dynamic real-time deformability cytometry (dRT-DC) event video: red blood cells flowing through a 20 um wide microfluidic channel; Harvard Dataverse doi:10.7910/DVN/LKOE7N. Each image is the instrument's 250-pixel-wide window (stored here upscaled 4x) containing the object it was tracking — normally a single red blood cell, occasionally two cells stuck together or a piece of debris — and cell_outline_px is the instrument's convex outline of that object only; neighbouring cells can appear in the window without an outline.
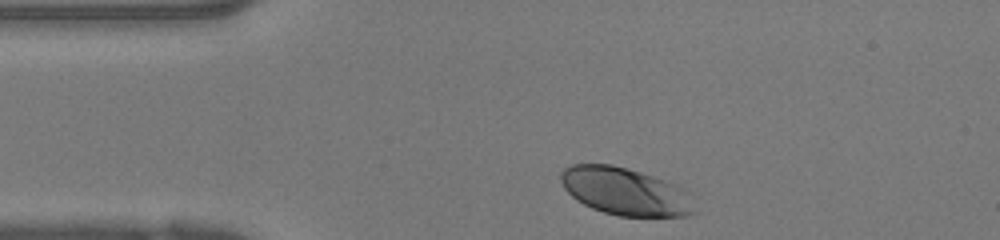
{"species": "human", "species_latin": "Homo sapiens", "temperature_condition": "warm", "stored_images_in_passage": 25, "camera_frame_rate_fps": 3000, "um_per_image_px": 0.085, "donor": {"sex": "female"}, "frame": {"image": 1, "passage_image": 1, "time_ms": 0.0, "image_size_px": [1000, 240], "cell_outline_px": [[696, 212], [688, 216], [620, 216], [604, 212], [592, 208], [576, 200], [564, 188], [560, 180], [560, 172], [564, 168], [572, 164], [612, 164], [640, 172], [676, 184], [684, 188]], "centroid_in_image_um": [53.11, 16.27], "position_along_channel_um": 31.9, "area_um2": 36.88}}
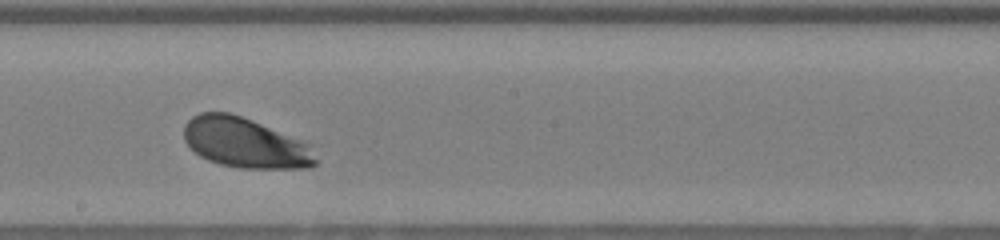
{"frame": {"image": 2, "passage_image": 15, "time_ms": 4.667, "image_size_px": [1000, 240], "cell_outline_px": [[316, 164], [312, 168], [240, 168], [220, 164], [208, 160], [200, 156], [184, 140], [184, 124], [192, 116], [200, 112], [228, 112], [252, 120], [312, 144], [316, 160]], "centroid_in_image_um": [20.86, 12.14], "position_along_channel_um": 227.3, "area_um2": 38.55}}
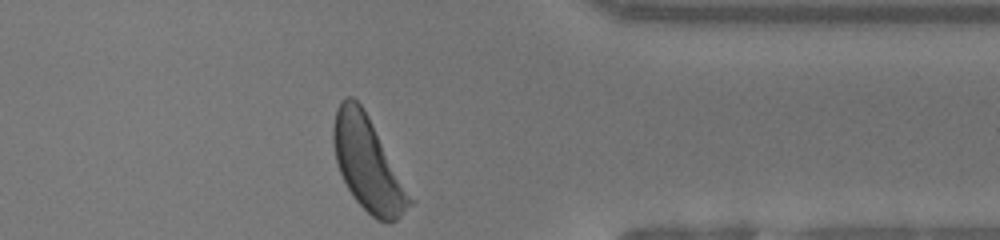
{"frame": {"image": 3, "passage_image": 25, "time_ms": 8.0, "image_size_px": [1000, 240], "cell_outline_px": [[412, 204], [396, 220], [388, 224], [376, 220], [352, 196], [340, 172], [336, 160], [332, 140], [332, 124], [336, 108], [340, 100], [344, 96], [352, 96], [364, 108], [412, 200]], "centroid_in_image_um": [31.2, 13.91], "position_along_channel_um": 380.2, "area_um2": 40.75}}